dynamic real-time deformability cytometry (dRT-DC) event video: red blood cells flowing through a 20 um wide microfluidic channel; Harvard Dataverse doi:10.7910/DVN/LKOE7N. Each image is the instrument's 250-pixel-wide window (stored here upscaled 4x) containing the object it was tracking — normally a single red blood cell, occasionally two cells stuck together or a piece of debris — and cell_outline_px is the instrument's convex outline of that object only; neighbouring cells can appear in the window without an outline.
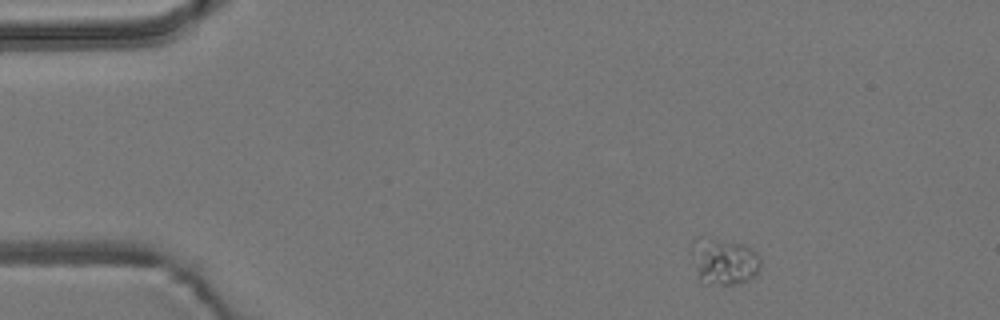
{"species": "common noctule bat (a hibernating species)", "species_latin": "Nyctalus noctula", "temperature_condition": "room temperature", "stored_images_in_passage": 6, "camera_frame_rate_fps": 3000, "um_per_image_px": 0.085, "animal": {"sex": "male", "body_mass_g": 19.2, "forearm_length_mm": 51.8}, "frame": {"image": 1, "passage_image": 1, "time_ms": 0.0, "image_size_px": [1000, 320], "cell_outline_px": [[760, 268], [748, 280], [732, 284], [700, 284], [696, 276], [692, 256], [692, 240], [700, 236], [708, 236], [744, 244], [752, 248], [756, 252], [760, 260]], "centroid_in_image_um": [61.47, 22.19], "position_along_channel_um": 23.5, "area_um2": 19.13}}
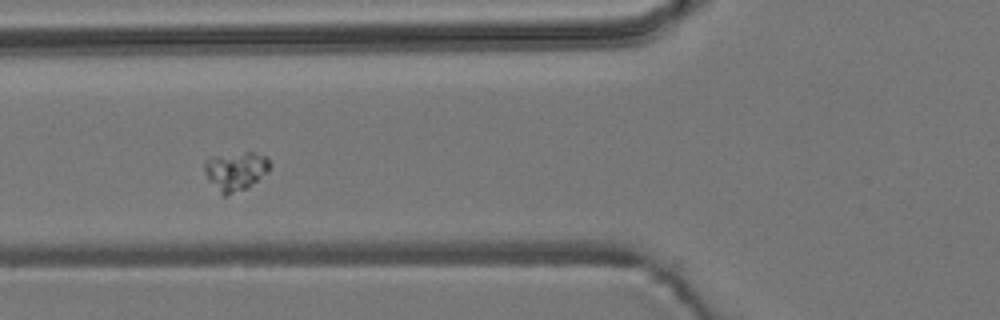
{"frame": {"image": 2, "passage_image": 5, "time_ms": 4.333, "image_size_px": [1000, 320], "cell_outline_px": [[272, 164], [248, 188], [224, 196], [208, 180], [204, 172], [204, 160], [212, 156], [244, 152], [252, 152], [268, 156]], "centroid_in_image_um": [20.0, 14.51], "position_along_channel_um": 105.8, "area_um2": 14.68}}
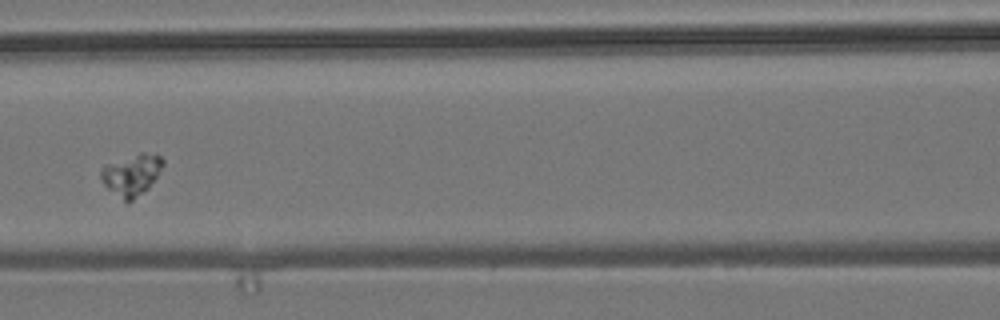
{"frame": {"image": 3, "passage_image": 6, "time_ms": 5.667, "image_size_px": [1000, 320], "cell_outline_px": [[164, 164], [148, 188], [128, 204], [108, 188], [100, 180], [100, 172], [104, 164], [140, 152], [144, 152], [160, 156], [164, 160]], "centroid_in_image_um": [11.16, 14.85], "position_along_channel_um": 155.4, "area_um2": 14.91}}